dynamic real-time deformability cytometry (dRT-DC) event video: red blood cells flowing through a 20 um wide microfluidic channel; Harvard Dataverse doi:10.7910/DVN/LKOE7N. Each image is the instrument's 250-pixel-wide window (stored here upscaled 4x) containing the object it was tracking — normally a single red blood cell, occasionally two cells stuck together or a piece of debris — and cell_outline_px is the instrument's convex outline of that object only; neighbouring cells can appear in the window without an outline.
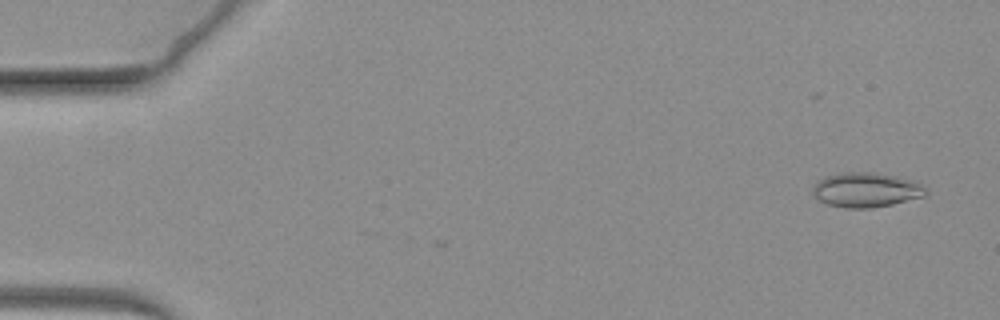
{"species": "common noctule bat (a hibernating species)", "species_latin": "Nyctalus noctula", "temperature_condition": "warm", "stored_images_in_passage": 6, "camera_frame_rate_fps": 3000, "um_per_image_px": 0.085, "animal": {"sex": "female", "body_mass_g": 19.3, "forearm_length_mm": 54.1}, "frame": {"image": 1, "passage_image": 3, "time_ms": 0.667, "image_size_px": [1000, 320], "cell_outline_px": [[928, 196], [892, 204], [872, 208], [844, 208], [828, 204], [812, 196], [812, 188], [816, 180], [824, 176], [840, 172], [872, 172], [896, 176], [916, 180], [928, 188]], "centroid_in_image_um": [73.64, 16.13], "position_along_channel_um": 11.4, "area_um2": 23.47}}